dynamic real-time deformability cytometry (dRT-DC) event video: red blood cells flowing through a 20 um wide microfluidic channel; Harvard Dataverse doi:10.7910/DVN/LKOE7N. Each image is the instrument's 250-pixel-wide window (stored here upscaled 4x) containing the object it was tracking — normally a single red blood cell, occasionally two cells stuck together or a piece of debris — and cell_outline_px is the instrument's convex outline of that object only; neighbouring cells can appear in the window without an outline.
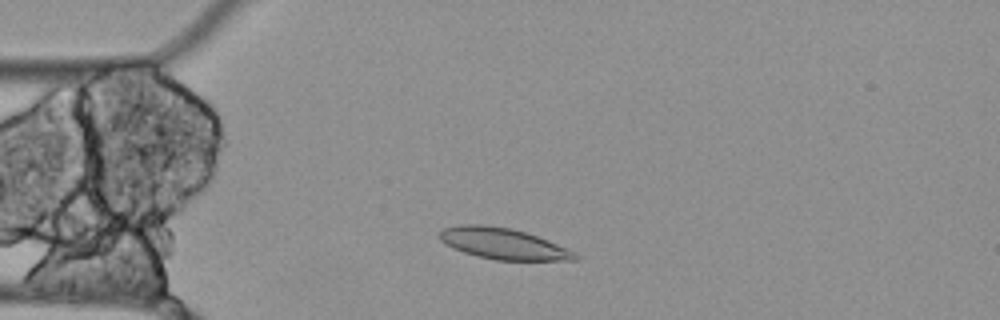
{"species": "Egyptian fruit bat (a non-hibernating species)", "species_latin": "Rousettus aegyptiacus", "temperature_condition": "cold", "stored_images_in_passage": 51, "camera_frame_rate_fps": 3000, "um_per_image_px": 0.085, "animal": {"sex": "female"}, "frame": {"image": 1, "passage_image": 8, "time_ms": 2.333, "image_size_px": [1000, 320], "cell_outline_px": [[580, 260], [496, 260], [476, 256], [452, 248], [444, 244], [436, 236], [444, 228], [460, 224], [484, 224], [512, 228], [548, 240], [568, 248], [576, 252], [580, 256]], "centroid_in_image_um": [42.76, 20.71], "position_along_channel_um": 42.2, "area_um2": 24.85}}
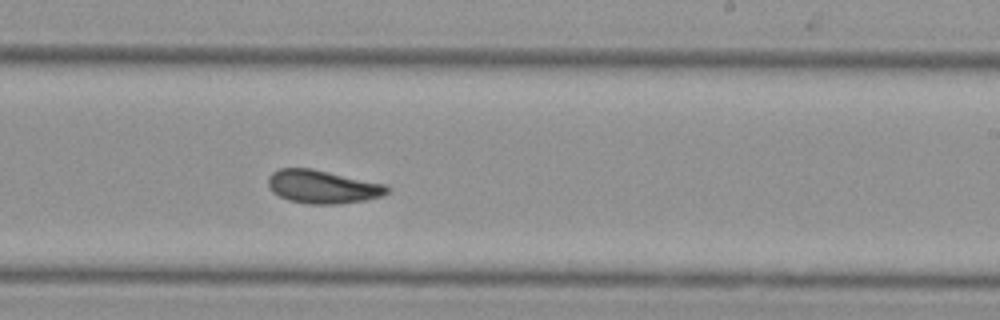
{"frame": {"image": 2, "passage_image": 28, "time_ms": 9.0, "image_size_px": [1000, 320], "cell_outline_px": [[388, 192], [380, 196], [364, 200], [336, 204], [308, 204], [288, 200], [272, 192], [268, 188], [268, 176], [272, 172], [280, 168], [312, 168], [384, 184], [388, 188]], "centroid_in_image_um": [27.35, 15.87], "position_along_channel_um": 261.6, "area_um2": 22.95}}
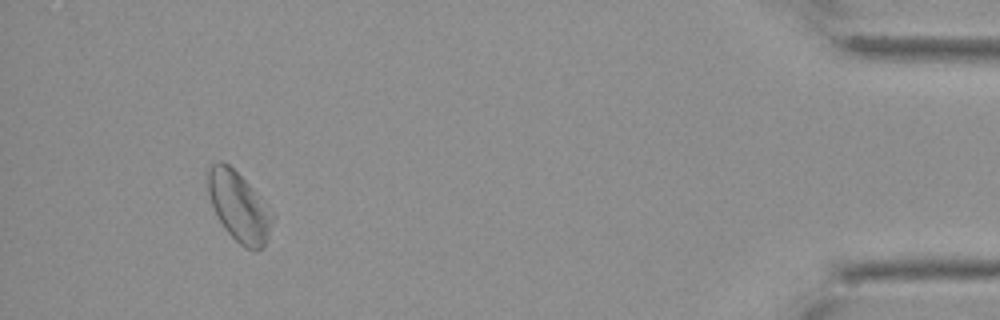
{"frame": {"image": 3, "passage_image": 47, "time_ms": 15.333, "image_size_px": [1000, 320], "cell_outline_px": [[272, 220], [268, 236], [264, 244], [256, 252], [252, 252], [244, 248], [224, 228], [212, 204], [208, 192], [208, 172], [212, 164], [220, 160], [224, 160], [248, 184], [272, 216]], "centroid_in_image_um": [20.26, 17.59], "position_along_channel_um": 414.9, "area_um2": 25.09}}